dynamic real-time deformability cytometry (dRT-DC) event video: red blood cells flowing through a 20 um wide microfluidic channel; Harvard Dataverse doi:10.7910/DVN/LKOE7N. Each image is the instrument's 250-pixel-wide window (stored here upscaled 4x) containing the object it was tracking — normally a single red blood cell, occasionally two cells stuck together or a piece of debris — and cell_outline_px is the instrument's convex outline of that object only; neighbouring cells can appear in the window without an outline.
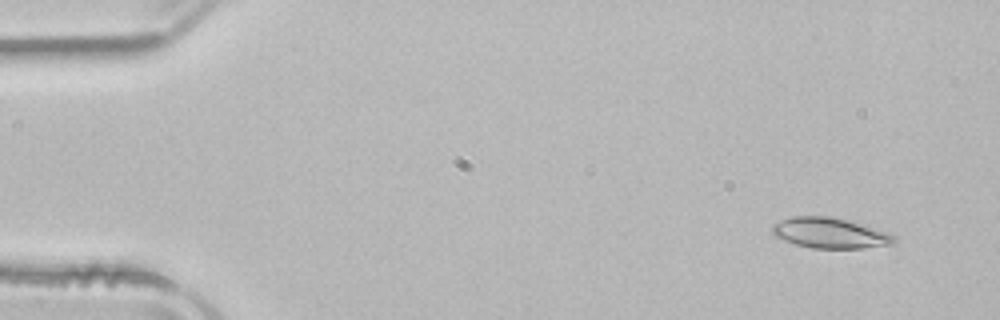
{"species": "common noctule bat (a hibernating species)", "species_latin": "Nyctalus noctula", "temperature_condition": "room temperature", "stored_images_in_passage": 3, "camera_frame_rate_fps": 3000, "um_per_image_px": 0.085, "animal": {"sex": "male", "body_mass_g": 21.5, "forearm_length_mm": 52.0}, "frame": {"image": 1, "passage_image": 1, "time_ms": 0.0, "image_size_px": [1000, 320], "cell_outline_px": [[896, 244], [860, 248], [812, 248], [796, 244], [776, 236], [772, 232], [772, 224], [780, 220], [792, 216], [828, 216], [892, 232], [896, 236]], "centroid_in_image_um": [70.6, 19.81], "position_along_channel_um": 14.4, "area_um2": 21.62}}